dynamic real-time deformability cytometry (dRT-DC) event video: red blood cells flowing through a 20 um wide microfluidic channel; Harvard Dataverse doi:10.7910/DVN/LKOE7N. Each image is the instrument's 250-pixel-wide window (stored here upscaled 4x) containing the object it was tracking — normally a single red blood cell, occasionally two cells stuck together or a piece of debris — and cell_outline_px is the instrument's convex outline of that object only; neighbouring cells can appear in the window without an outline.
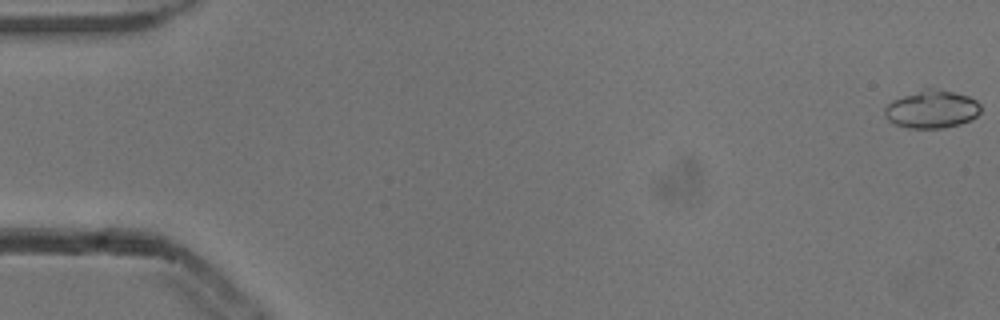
{"species": "common noctule bat (a hibernating species)", "species_latin": "Nyctalus noctula", "temperature_condition": "cold", "stored_images_in_passage": 54, "camera_frame_rate_fps": 3000, "um_per_image_px": 0.085, "animal": {"sex": "male", "body_mass_g": 13.3}, "frame": {"image": 1, "passage_image": 1, "time_ms": 0.0, "image_size_px": [1000, 320], "cell_outline_px": [[980, 112], [972, 120], [960, 124], [944, 128], [908, 128], [896, 124], [888, 120], [884, 116], [884, 108], [892, 100], [924, 88], [932, 88], [952, 92], [968, 96], [976, 100], [980, 104]], "centroid_in_image_um": [79.2, 9.29], "position_along_channel_um": 5.8, "area_um2": 21.21}}
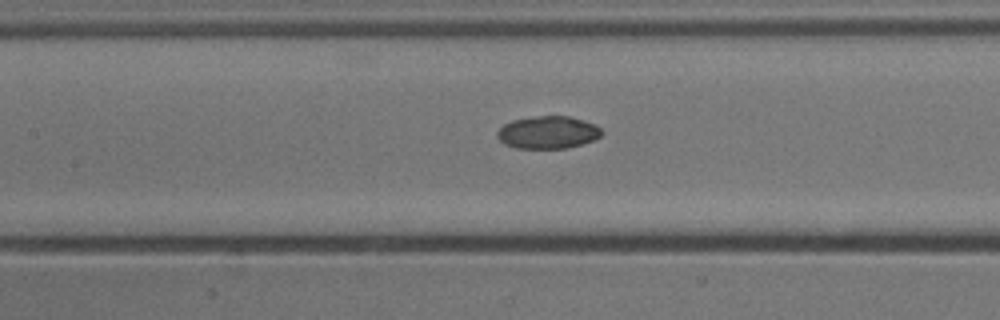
{"frame": {"image": 2, "passage_image": 25, "time_ms": 8.0, "image_size_px": [1000, 320], "cell_outline_px": [[604, 132], [600, 136], [592, 140], [568, 148], [516, 148], [504, 144], [496, 136], [496, 132], [504, 124], [512, 120], [536, 116], [568, 116], [584, 120], [600, 128]], "centroid_in_image_um": [46.54, 11.25], "position_along_channel_um": 160.9, "area_um2": 19.71}}
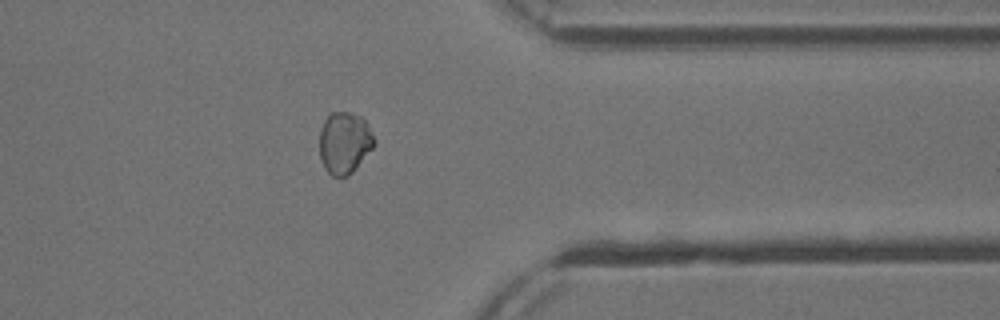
{"frame": {"image": 3, "passage_image": 43, "time_ms": 14.0, "image_size_px": [1000, 320], "cell_outline_px": [[376, 144], [352, 172], [340, 180], [332, 176], [324, 168], [320, 156], [320, 128], [324, 120], [332, 112], [348, 112], [360, 116], [368, 124], [376, 140]], "centroid_in_image_um": [29.28, 12.15], "position_along_channel_um": 382.1, "area_um2": 19.88}, "authors_computed_cell_mechanics": {"area_um2": 20.3456, "velocity_mm_per_s": 3.8646, "shape_relaxation_time_tau1_ms": 8.3678, "shape_relaxation_time_tau2_ms": null, "deformation_change_tau1": 0.1197, "deformation_change_tau2": null}}